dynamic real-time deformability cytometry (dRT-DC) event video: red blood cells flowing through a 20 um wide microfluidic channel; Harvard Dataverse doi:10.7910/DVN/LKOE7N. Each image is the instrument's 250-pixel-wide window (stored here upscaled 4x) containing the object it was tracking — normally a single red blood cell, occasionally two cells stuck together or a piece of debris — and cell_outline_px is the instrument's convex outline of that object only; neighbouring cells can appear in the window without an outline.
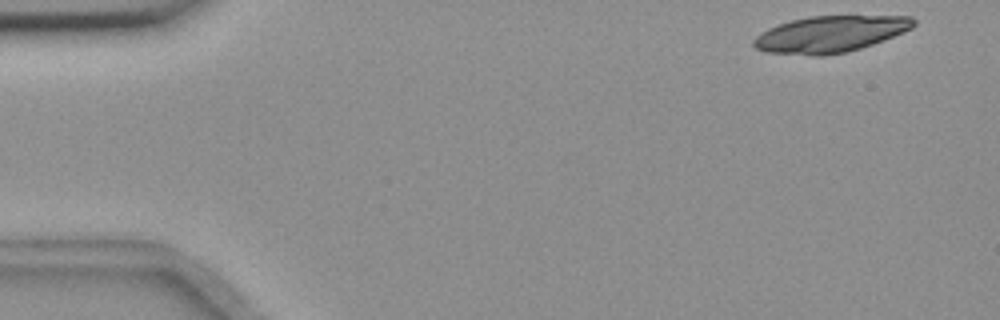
{"species": "common noctule bat (a hibernating species)", "species_latin": "Nyctalus noctula", "temperature_condition": "room temperature", "stored_images_in_passage": 53, "camera_frame_rate_fps": 3000, "um_per_image_px": 0.085, "animal": {"sex": "female", "body_mass_g": 18.4}, "frame": {"image": 1, "passage_image": 2, "time_ms": 0.333, "image_size_px": [1000, 320], "cell_outline_px": [[916, 24], [912, 28], [884, 40], [860, 48], [844, 52], [820, 56], [812, 56], [764, 52], [756, 48], [752, 44], [752, 40], [760, 32], [768, 28], [792, 20], [808, 16], [912, 16], [916, 20]], "centroid_in_image_um": [70.54, 2.9], "position_along_channel_um": 14.5, "area_um2": 33.99}}
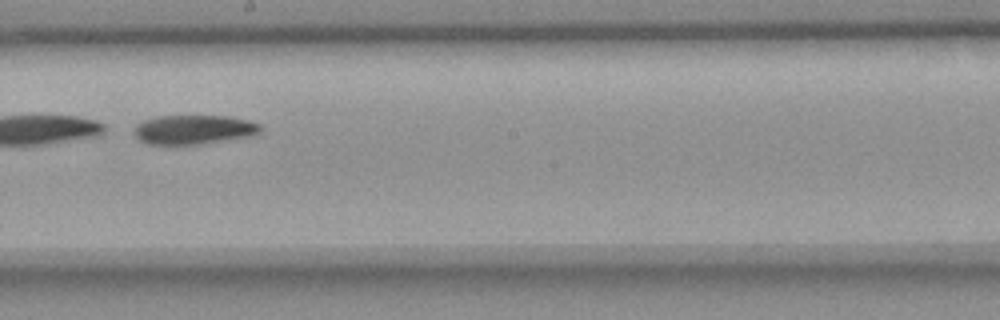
{"frame": {"image": 2, "passage_image": 30, "time_ms": 9.667, "image_size_px": [1000, 320], "cell_outline_px": [[260, 132], [256, 136], [200, 144], [148, 144], [140, 140], [132, 132], [136, 124], [144, 120], [160, 116], [228, 116], [248, 120], [260, 124]], "centroid_in_image_um": [16.49, 11.02], "position_along_channel_um": 231.7, "area_um2": 21.68}}
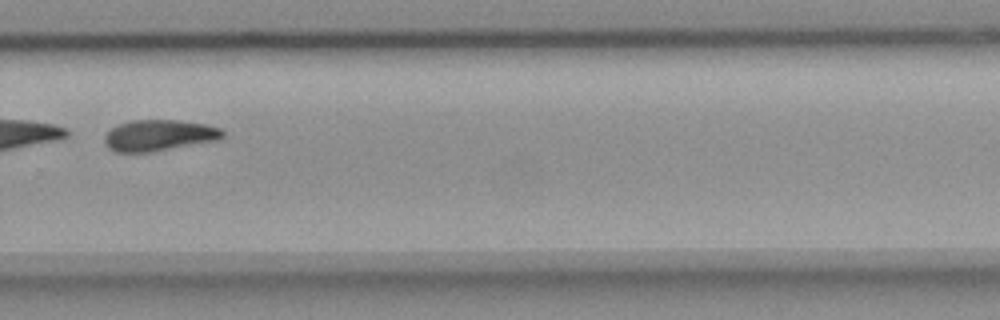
{"frame": {"image": 3, "passage_image": 37, "time_ms": 12.0, "image_size_px": [1000, 320], "cell_outline_px": [[224, 136], [220, 140], [148, 152], [116, 152], [108, 148], [104, 140], [104, 136], [116, 124], [128, 120], [180, 120], [208, 124], [220, 128], [224, 132]], "centroid_in_image_um": [13.53, 11.49], "position_along_channel_um": 316.3, "area_um2": 21.62}}